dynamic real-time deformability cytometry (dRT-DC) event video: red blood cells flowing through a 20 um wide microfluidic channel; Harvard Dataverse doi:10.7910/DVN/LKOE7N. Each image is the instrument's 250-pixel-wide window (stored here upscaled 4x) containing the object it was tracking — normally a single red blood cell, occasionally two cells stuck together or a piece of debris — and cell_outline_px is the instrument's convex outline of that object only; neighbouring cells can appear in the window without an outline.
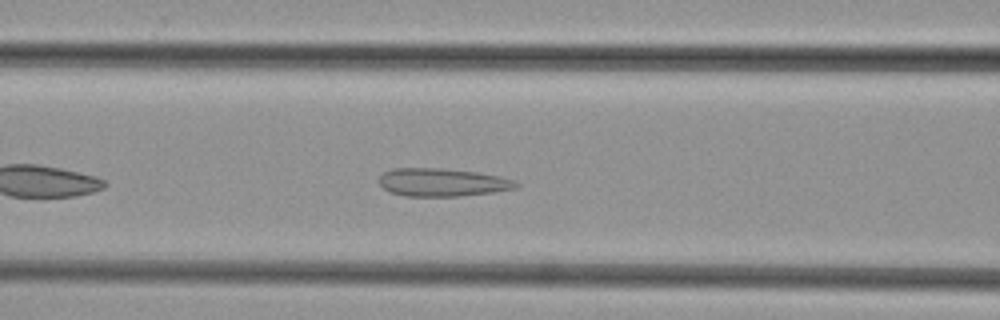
{"species": "common noctule bat (a hibernating species)", "species_latin": "Nyctalus noctula", "temperature_condition": "cold", "stored_images_in_passage": 29, "camera_frame_rate_fps": 3000, "um_per_image_px": 0.085, "animal": {"sex": "female", "body_mass_g": 29.2, "forearm_length_mm": 56.3}, "frame": {"image": 1, "passage_image": 6, "time_ms": 1.667, "image_size_px": [1000, 320], "cell_outline_px": [[520, 184], [516, 188], [496, 192], [456, 196], [404, 196], [388, 192], [376, 180], [384, 172], [392, 168], [440, 168], [476, 172], [500, 176], [516, 180]], "centroid_in_image_um": [37.59, 15.5], "position_along_channel_um": 129.0, "area_um2": 22.6}}
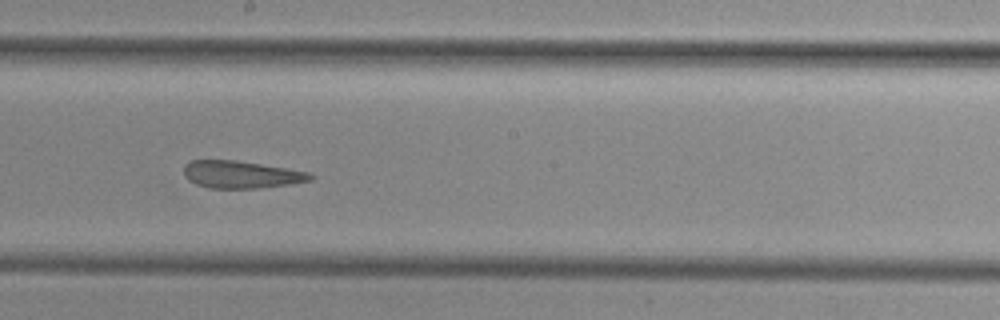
{"frame": {"image": 2, "passage_image": 13, "time_ms": 4.0, "image_size_px": [1000, 320], "cell_outline_px": [[316, 176], [312, 180], [288, 184], [256, 188], [208, 188], [196, 184], [188, 180], [184, 176], [184, 164], [188, 160], [236, 160], [308, 172]], "centroid_in_image_um": [20.45, 14.83], "position_along_channel_um": 227.8, "area_um2": 20.11}}
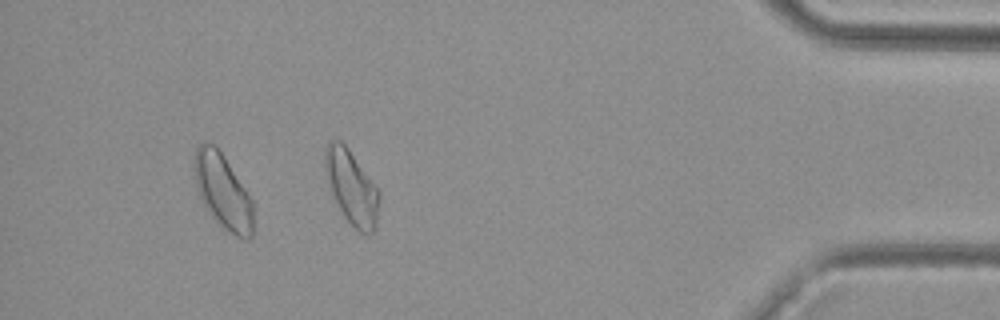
{"frame": {"image": 3, "passage_image": 29, "time_ms": 9.333, "image_size_px": [1000, 320], "cell_outline_px": [[380, 200], [376, 228], [368, 236], [364, 236], [344, 216], [332, 192], [324, 168], [324, 148], [328, 140], [340, 140], [348, 148], [380, 192]], "centroid_in_image_um": [29.9, 15.92], "position_along_channel_um": 405.3, "area_um2": 23.24}}